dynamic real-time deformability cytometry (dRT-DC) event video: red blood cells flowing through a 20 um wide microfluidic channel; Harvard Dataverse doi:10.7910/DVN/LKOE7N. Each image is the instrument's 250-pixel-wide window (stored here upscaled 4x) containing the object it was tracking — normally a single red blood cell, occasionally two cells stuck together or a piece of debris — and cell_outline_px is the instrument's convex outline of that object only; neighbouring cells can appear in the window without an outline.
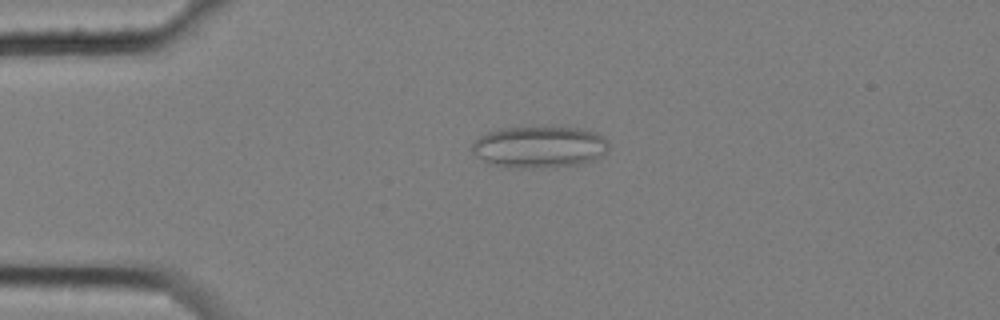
{"species": "common noctule bat (a hibernating species)", "species_latin": "Nyctalus noctula", "temperature_condition": "cold", "stored_images_in_passage": 5, "camera_frame_rate_fps": 3000, "um_per_image_px": 0.085, "animal": {"sex": "female", "body_mass_g": 25.1}, "frame": {"image": 1, "passage_image": 4, "time_ms": 1.0, "image_size_px": [1000, 320], "cell_outline_px": [[608, 152], [596, 160], [576, 164], [540, 168], [524, 168], [496, 164], [484, 160], [476, 156], [472, 152], [472, 144], [480, 136], [488, 132], [504, 128], [532, 124], [552, 124], [580, 128], [596, 132], [604, 136], [608, 140]], "centroid_in_image_um": [45.92, 12.42], "position_along_channel_um": 39.1, "area_um2": 34.22}}